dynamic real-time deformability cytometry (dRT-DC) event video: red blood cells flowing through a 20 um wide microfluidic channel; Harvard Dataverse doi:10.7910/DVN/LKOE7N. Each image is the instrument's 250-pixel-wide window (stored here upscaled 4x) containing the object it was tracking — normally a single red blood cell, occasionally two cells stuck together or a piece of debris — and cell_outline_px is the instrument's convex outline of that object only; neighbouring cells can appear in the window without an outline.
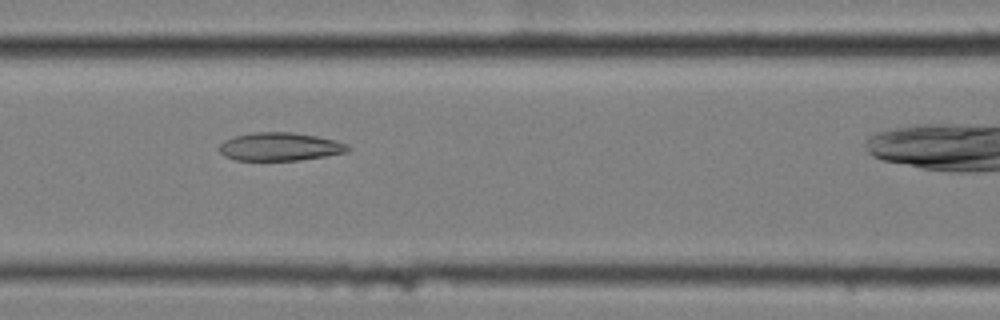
{"species": "common noctule bat (a hibernating species)", "species_latin": "Nyctalus noctula", "temperature_condition": "cold", "stored_images_in_passage": 9, "camera_frame_rate_fps": 3000, "um_per_image_px": 0.085, "animal": {"sex": "female", "body_mass_g": 25.1}, "frame": {"image": 1, "passage_image": 8, "time_ms": 2.333, "image_size_px": [1000, 320], "cell_outline_px": [[352, 148], [348, 152], [300, 160], [236, 160], [224, 156], [216, 148], [224, 140], [236, 136], [252, 132], [292, 132], [316, 136], [336, 140], [348, 144]], "centroid_in_image_um": [23.8, 12.46], "position_along_channel_um": 142.8, "area_um2": 21.27}}